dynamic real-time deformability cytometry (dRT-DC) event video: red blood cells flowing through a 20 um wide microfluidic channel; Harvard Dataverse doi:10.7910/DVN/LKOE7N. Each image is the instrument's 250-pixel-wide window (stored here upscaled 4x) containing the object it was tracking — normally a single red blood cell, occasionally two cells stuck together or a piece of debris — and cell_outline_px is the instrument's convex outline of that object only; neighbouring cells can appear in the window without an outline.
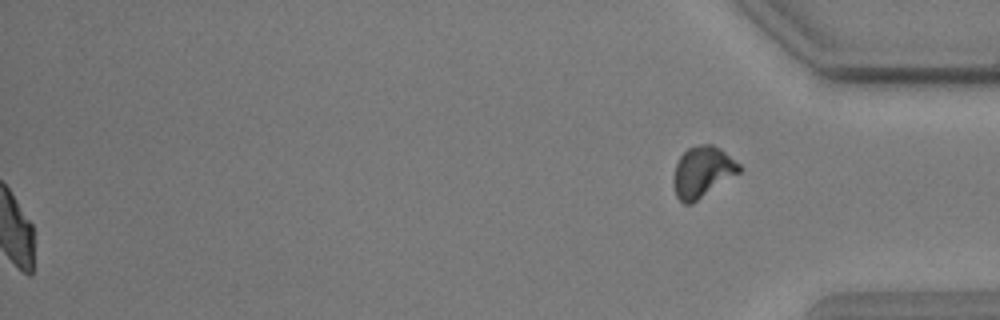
{"species": "common noctule bat (a hibernating species)", "species_latin": "Nyctalus noctula", "temperature_condition": "warm", "stored_images_in_passage": 60, "segment_of_instrument_passage": [2, 2], "camera_frame_rate_fps": 3000, "um_per_image_px": 0.085, "animal": {"sex": "male", "body_mass_g": 17.9, "forearm_length_mm": 54.2}, "frame": {"image": 1, "passage_image": 60, "time_ms": 19.667, "image_size_px": [1000, 320], "cell_outline_px": [[744, 168], [740, 172], [692, 204], [684, 204], [676, 196], [672, 180], [672, 176], [676, 164], [680, 156], [688, 148], [700, 144], [712, 144], [720, 148], [740, 164]], "centroid_in_image_um": [59.7, 14.61], "position_along_channel_um": 375.5, "area_um2": 19.65}}